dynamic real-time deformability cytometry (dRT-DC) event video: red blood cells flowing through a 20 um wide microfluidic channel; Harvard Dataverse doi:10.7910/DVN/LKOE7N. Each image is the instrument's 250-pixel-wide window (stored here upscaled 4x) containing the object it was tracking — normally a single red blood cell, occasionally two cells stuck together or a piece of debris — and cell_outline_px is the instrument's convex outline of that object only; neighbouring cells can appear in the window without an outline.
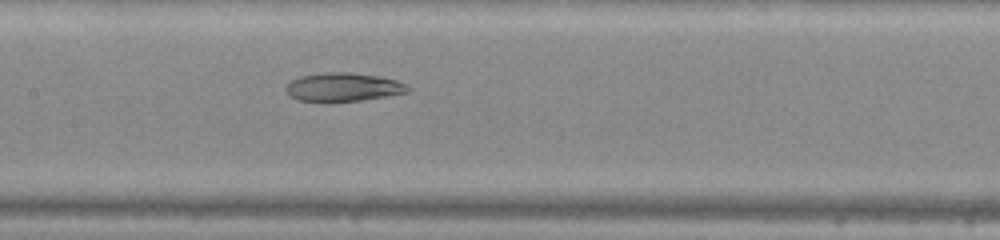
{"species": "common noctule bat (a hibernating species)", "species_latin": "Nyctalus noctula", "temperature_condition": "warm", "stored_images_in_passage": 48, "camera_frame_rate_fps": 3000, "um_per_image_px": 0.085, "animal": {"sex": "male", "body_mass_g": 20.0, "forearm_length_mm": 53.3}, "frame": {"image": 1, "passage_image": 24, "time_ms": 7.667, "image_size_px": [1000, 240], "cell_outline_px": [[412, 88], [408, 92], [360, 100], [328, 104], [324, 104], [296, 100], [288, 92], [288, 84], [292, 80], [300, 76], [324, 72], [348, 72], [380, 76], [396, 80], [408, 84]], "centroid_in_image_um": [29.18, 7.43], "position_along_channel_um": 178.2, "area_um2": 20.75}}
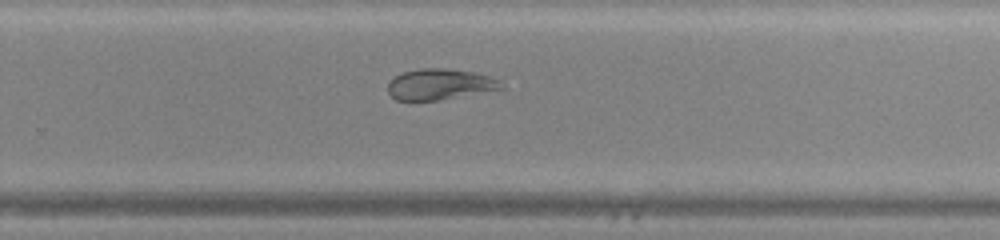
{"frame": {"image": 2, "passage_image": 32, "time_ms": 10.333, "image_size_px": [1000, 240], "cell_outline_px": [[504, 88], [440, 100], [396, 100], [388, 92], [388, 80], [392, 76], [404, 72], [420, 68], [444, 68], [472, 72], [488, 76], [500, 80]], "centroid_in_image_um": [37.33, 7.16], "position_along_channel_um": 292.5, "area_um2": 20.35}}
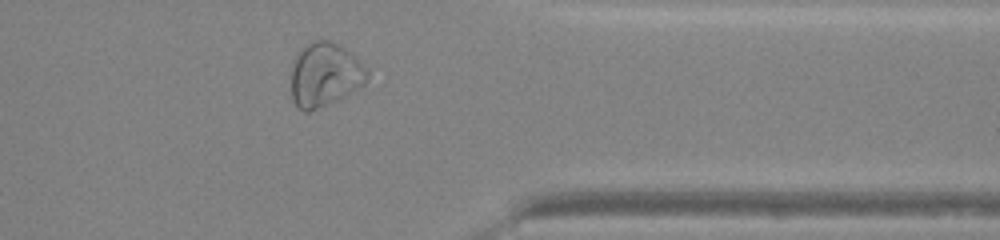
{"frame": {"image": 3, "passage_image": 39, "time_ms": 12.667, "image_size_px": [1000, 240], "cell_outline_px": [[368, 76], [364, 84], [336, 100], [308, 112], [304, 112], [292, 100], [292, 64], [296, 56], [304, 44], [312, 40], [328, 40], [352, 52], [368, 68]], "centroid_in_image_um": [27.61, 6.31], "position_along_channel_um": 383.8, "area_um2": 28.21}, "authors_computed_cell_mechanics": {"area_um2": 29.7092, "velocity_mm_per_s": 4.2952, "shape_relaxation_time_tau1_ms": null, "shape_relaxation_time_tau2_ms": 2.0058, "deformation_change_tau1": null, "deformation_change_tau2": 0.08}}